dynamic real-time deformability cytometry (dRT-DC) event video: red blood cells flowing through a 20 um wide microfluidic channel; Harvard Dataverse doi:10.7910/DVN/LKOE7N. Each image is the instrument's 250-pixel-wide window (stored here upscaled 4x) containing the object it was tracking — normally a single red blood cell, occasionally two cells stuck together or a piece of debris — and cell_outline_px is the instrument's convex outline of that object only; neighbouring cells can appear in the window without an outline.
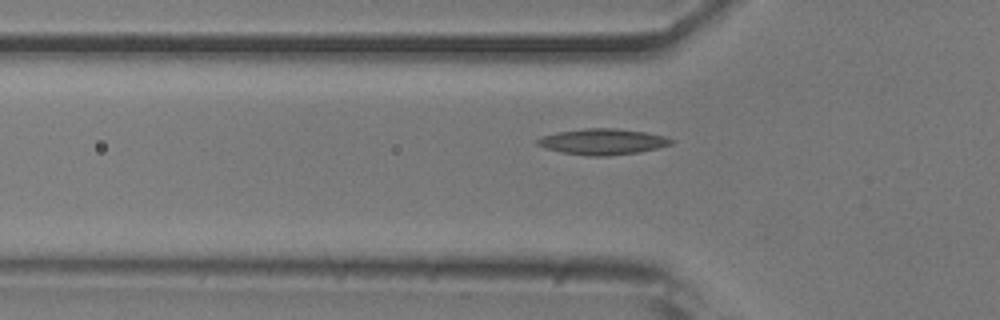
{"species": "common noctule bat (a hibernating species)", "species_latin": "Nyctalus noctula", "temperature_condition": "room temperature", "stored_images_in_passage": 44, "camera_frame_rate_fps": 3000, "um_per_image_px": 0.085, "animal": {"sex": "male", "body_mass_g": 20.5, "forearm_length_mm": 52.5}, "frame": {"image": 1, "passage_image": 15, "time_ms": 4.667, "image_size_px": [1000, 320], "cell_outline_px": [[676, 140], [672, 144], [640, 152], [608, 156], [588, 156], [560, 152], [544, 148], [536, 144], [536, 140], [544, 136], [556, 132], [584, 128], [616, 128], [648, 132], [668, 136]], "centroid_in_image_um": [51.26, 12.04], "position_along_channel_um": 74.5, "area_um2": 20.52}}
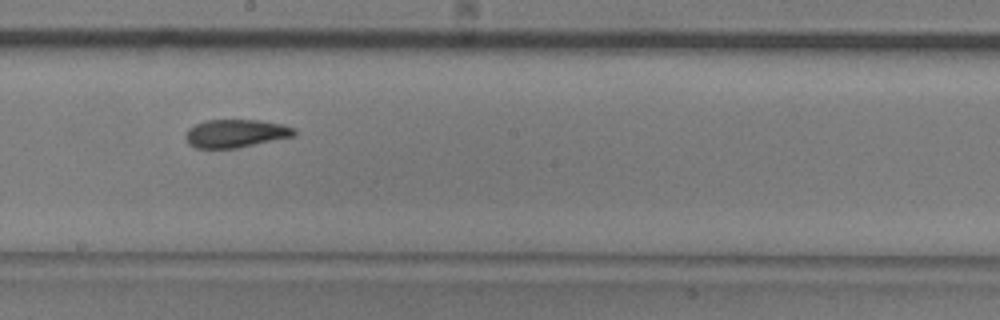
{"frame": {"image": 2, "passage_image": 27, "time_ms": 8.667, "image_size_px": [1000, 320], "cell_outline_px": [[296, 136], [236, 148], [196, 148], [188, 144], [184, 136], [188, 128], [204, 120], [260, 120], [284, 124], [296, 128]], "centroid_in_image_um": [20.05, 11.33], "position_along_channel_um": 228.1, "area_um2": 18.03}}
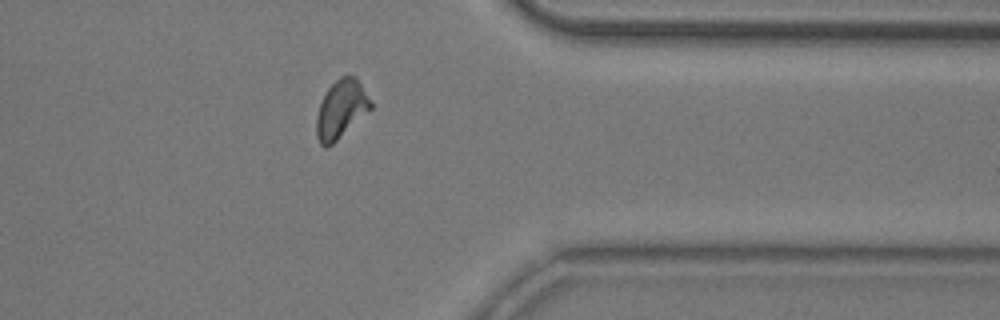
{"frame": {"image": 3, "passage_image": 40, "time_ms": 13.0, "image_size_px": [1000, 320], "cell_outline_px": [[372, 108], [328, 148], [324, 148], [320, 144], [316, 136], [316, 116], [320, 104], [328, 88], [340, 76], [356, 76], [372, 104]], "centroid_in_image_um": [28.97, 9.31], "position_along_channel_um": 382.4, "area_um2": 18.21}}